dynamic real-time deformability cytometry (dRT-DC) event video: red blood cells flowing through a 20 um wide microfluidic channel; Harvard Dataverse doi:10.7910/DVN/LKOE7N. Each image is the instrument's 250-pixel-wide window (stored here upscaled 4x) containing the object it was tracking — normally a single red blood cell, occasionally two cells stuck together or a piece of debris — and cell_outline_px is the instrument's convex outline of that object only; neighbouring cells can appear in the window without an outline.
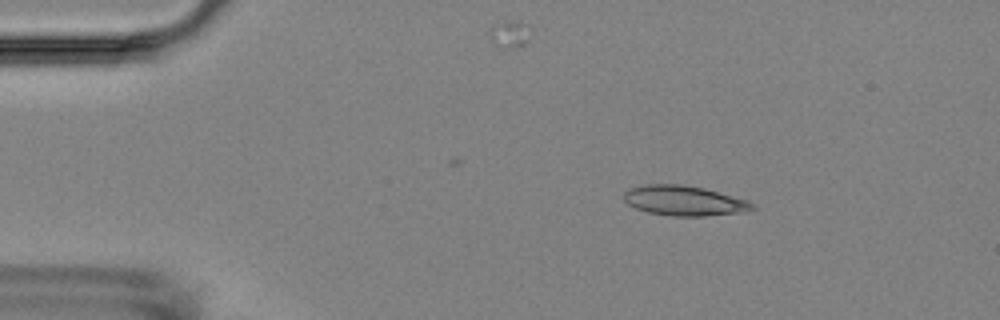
{"species": "Egyptian fruit bat (a non-hibernating species)", "species_latin": "Rousettus aegyptiacus", "temperature_condition": "room temperature", "stored_images_in_passage": 4, "camera_frame_rate_fps": 3000, "um_per_image_px": 0.085, "animal": {"sex": "female"}, "frame": {"image": 1, "passage_image": 2, "time_ms": 1.0, "image_size_px": [1000, 320], "cell_outline_px": [[756, 208], [744, 212], [704, 216], [672, 216], [648, 212], [636, 208], [628, 204], [624, 200], [624, 192], [628, 188], [644, 184], [684, 184], [704, 188], [748, 200], [756, 204]], "centroid_in_image_um": [58.16, 17.05], "position_along_channel_um": 26.8, "area_um2": 22.66}}